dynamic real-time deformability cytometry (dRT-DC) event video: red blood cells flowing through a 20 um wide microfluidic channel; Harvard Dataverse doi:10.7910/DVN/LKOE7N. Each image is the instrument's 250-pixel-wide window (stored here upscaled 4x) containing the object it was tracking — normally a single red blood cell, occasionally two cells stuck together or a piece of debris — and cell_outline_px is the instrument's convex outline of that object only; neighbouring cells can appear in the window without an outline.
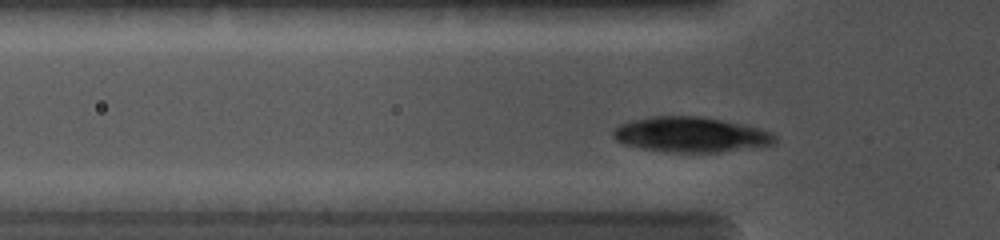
{"species": "common noctule bat (a hibernating species)", "species_latin": "Nyctalus noctula", "temperature_condition": "cold", "stored_images_in_passage": 44, "camera_frame_rate_fps": 5000, "um_per_image_px": 0.085, "animal": {"sex": "female", "body_mass_g": 19.0, "forearm_length_mm": 56.7}, "frame": {"image": 1, "passage_image": 8, "time_ms": 1.8, "image_size_px": [1000, 240], "cell_outline_px": [[776, 144], [720, 152], [672, 152], [644, 148], [624, 144], [616, 140], [612, 136], [612, 132], [620, 124], [632, 120], [652, 116], [704, 116], [760, 128], [772, 132], [776, 136]], "centroid_in_image_um": [58.74, 11.43], "position_along_channel_um": 67.1, "area_um2": 33.12}}